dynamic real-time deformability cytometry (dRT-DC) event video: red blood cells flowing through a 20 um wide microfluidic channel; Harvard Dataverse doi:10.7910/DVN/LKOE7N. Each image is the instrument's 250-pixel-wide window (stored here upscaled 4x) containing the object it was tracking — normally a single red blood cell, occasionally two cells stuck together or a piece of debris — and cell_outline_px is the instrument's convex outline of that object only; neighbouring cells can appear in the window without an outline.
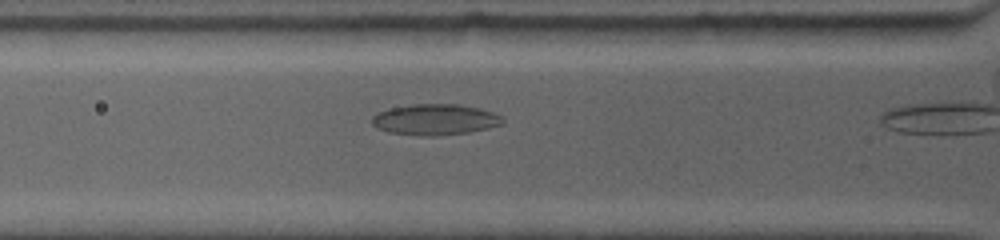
{"species": "common noctule bat (a hibernating species)", "species_latin": "Nyctalus noctula", "temperature_condition": "warm", "stored_images_in_passage": 8, "camera_frame_rate_fps": 4500, "um_per_image_px": 0.085, "animal": {"sex": "female", "body_mass_g": 19.0, "forearm_length_mm": 53.3}, "frame": {"image": 1, "passage_image": 7, "time_ms": 2.0, "image_size_px": [1000, 240], "cell_outline_px": [[504, 124], [488, 128], [468, 132], [436, 136], [420, 136], [388, 132], [376, 128], [372, 124], [372, 116], [376, 112], [392, 108], [412, 104], [456, 104], [476, 108], [492, 112], [504, 116]], "centroid_in_image_um": [36.97, 10.17], "position_along_channel_um": 88.8, "area_um2": 23.64}}